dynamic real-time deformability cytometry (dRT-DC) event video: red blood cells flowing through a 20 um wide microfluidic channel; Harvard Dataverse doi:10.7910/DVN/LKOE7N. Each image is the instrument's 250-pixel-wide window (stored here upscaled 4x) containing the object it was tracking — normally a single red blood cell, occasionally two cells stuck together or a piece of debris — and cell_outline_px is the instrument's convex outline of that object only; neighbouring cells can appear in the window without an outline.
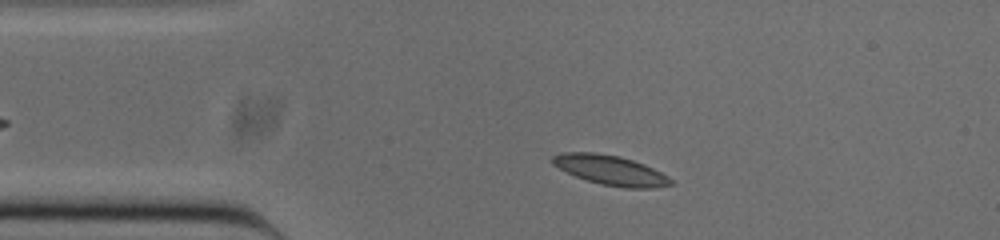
{"species": "common noctule bat (a hibernating species)", "species_latin": "Nyctalus noctula", "temperature_condition": "cold", "stored_images_in_passage": 41, "camera_frame_rate_fps": 3000, "um_per_image_px": 0.085, "animal": {"sex": "male", "body_mass_g": 20.0, "forearm_length_mm": 53.3}, "frame": {"image": 1, "passage_image": 5, "time_ms": 1.333, "image_size_px": [1000, 240], "cell_outline_px": [[672, 184], [656, 188], [624, 188], [600, 184], [576, 176], [552, 164], [548, 160], [552, 156], [564, 152], [596, 152], [620, 156], [644, 164], [668, 176], [672, 180]], "centroid_in_image_um": [51.88, 14.46], "position_along_channel_um": 33.1, "area_um2": 20.46}}
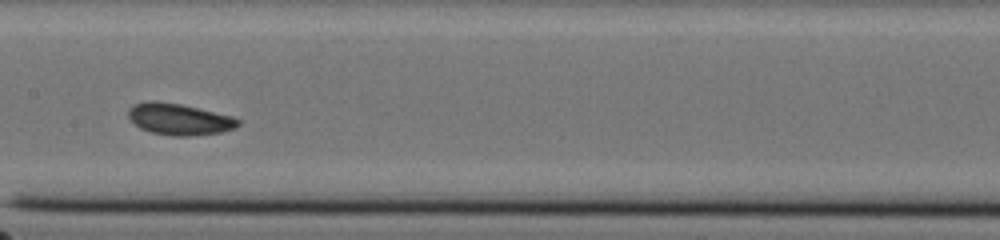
{"frame": {"image": 2, "passage_image": 20, "time_ms": 6.333, "image_size_px": [1000, 240], "cell_outline_px": [[240, 124], [236, 128], [220, 132], [188, 136], [176, 136], [152, 132], [140, 128], [128, 116], [128, 108], [132, 104], [148, 100], [152, 100], [180, 104], [232, 116], [240, 120]], "centroid_in_image_um": [15.22, 10.12], "position_along_channel_um": 192.2, "area_um2": 20.0}}
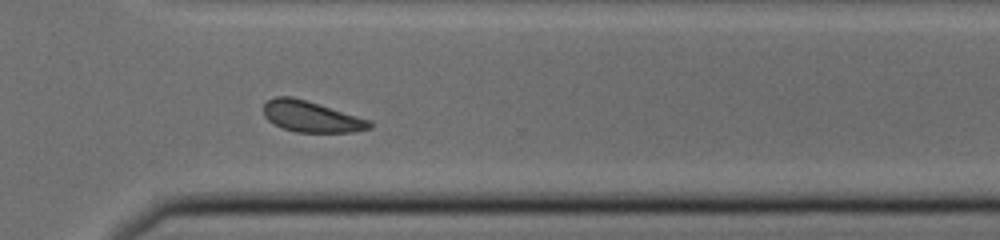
{"frame": {"image": 3, "passage_image": 32, "time_ms": 10.333, "image_size_px": [1000, 240], "cell_outline_px": [[372, 128], [352, 132], [296, 132], [284, 128], [268, 120], [264, 116], [264, 104], [268, 100], [276, 96], [292, 96], [372, 120]], "centroid_in_image_um": [26.48, 9.91], "position_along_channel_um": 344.1, "area_um2": 19.07}, "authors_computed_cell_mechanics": {"area_um2": 19.2474, "velocity_mm_per_s": 3.7898, "shape_relaxation_time_tau1_ms": 1.6706, "shape_relaxation_time_tau2_ms": 8.9847, "deformation_change_tau1": 0.051, "deformation_change_tau2": 0.1532}}